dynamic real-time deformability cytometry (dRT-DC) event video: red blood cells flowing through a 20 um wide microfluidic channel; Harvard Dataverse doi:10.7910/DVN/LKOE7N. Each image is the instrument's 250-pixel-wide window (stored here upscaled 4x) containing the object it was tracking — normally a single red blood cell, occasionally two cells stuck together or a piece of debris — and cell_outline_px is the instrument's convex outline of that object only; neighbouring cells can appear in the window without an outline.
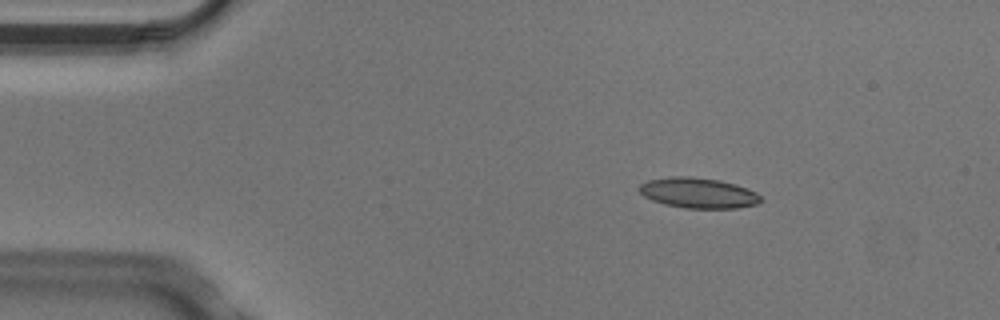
{"species": "Egyptian fruit bat (a non-hibernating species)", "species_latin": "Rousettus aegyptiacus", "temperature_condition": "cold", "stored_images_in_passage": 3, "camera_frame_rate_fps": 3000, "um_per_image_px": 0.085, "animal": {"sex": "male"}, "frame": {"image": 1, "passage_image": 2, "time_ms": 0.333, "image_size_px": [1000, 320], "cell_outline_px": [[764, 200], [760, 204], [736, 208], [684, 208], [664, 204], [652, 200], [644, 196], [640, 192], [640, 184], [648, 180], [672, 176], [688, 176], [720, 180], [736, 184], [748, 188], [756, 192]], "centroid_in_image_um": [59.4, 16.4], "position_along_channel_um": 25.6, "area_um2": 21.68}}